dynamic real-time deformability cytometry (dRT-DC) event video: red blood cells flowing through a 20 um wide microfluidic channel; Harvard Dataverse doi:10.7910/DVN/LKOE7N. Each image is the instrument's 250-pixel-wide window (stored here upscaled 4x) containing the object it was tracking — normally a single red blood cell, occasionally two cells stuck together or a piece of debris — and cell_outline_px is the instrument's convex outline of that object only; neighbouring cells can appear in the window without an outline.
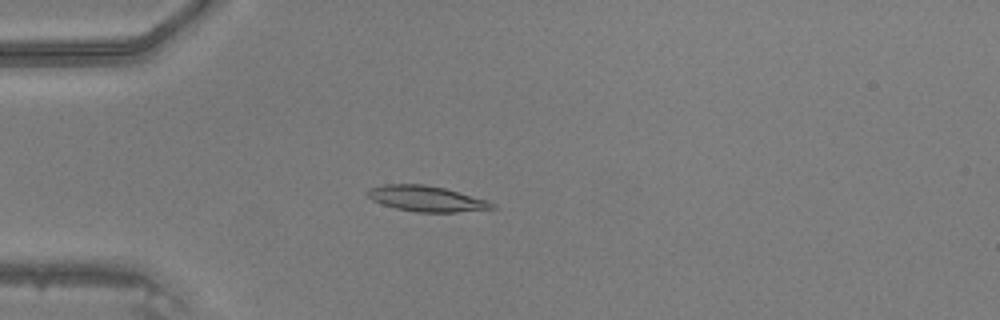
{"species": "common noctule bat (a hibernating species)", "species_latin": "Nyctalus noctula", "temperature_condition": "warm", "stored_images_in_passage": 48, "camera_frame_rate_fps": 3000, "um_per_image_px": 0.085, "animal": {"sex": "male", "body_mass_g": 20.5, "forearm_length_mm": 52.5}, "frame": {"image": 1, "passage_image": 14, "time_ms": 4.333, "image_size_px": [1000, 320], "cell_outline_px": [[496, 208], [456, 212], [416, 212], [396, 208], [372, 200], [368, 196], [368, 188], [384, 184], [424, 184], [444, 188], [488, 200], [496, 204]], "centroid_in_image_um": [36.27, 16.88], "position_along_channel_um": 48.7, "area_um2": 18.5}}
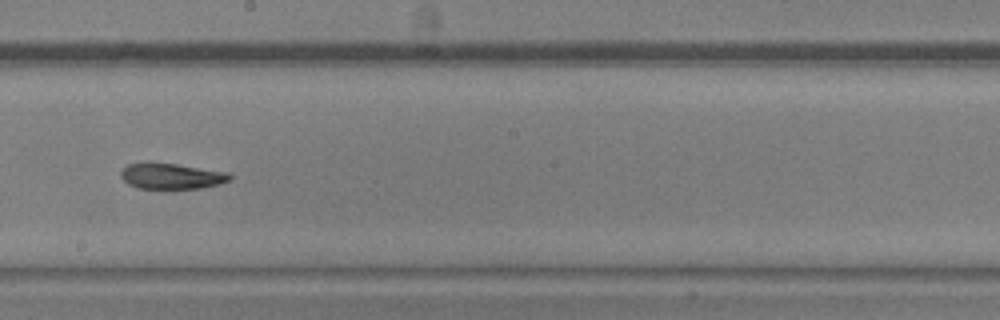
{"frame": {"image": 2, "passage_image": 28, "time_ms": 9.0, "image_size_px": [1000, 320], "cell_outline_px": [[232, 176], [228, 180], [220, 184], [200, 188], [160, 192], [136, 188], [128, 184], [120, 176], [120, 172], [128, 164], [176, 164], [228, 172]], "centroid_in_image_um": [14.56, 15.05], "position_along_channel_um": 233.6, "area_um2": 16.82}}
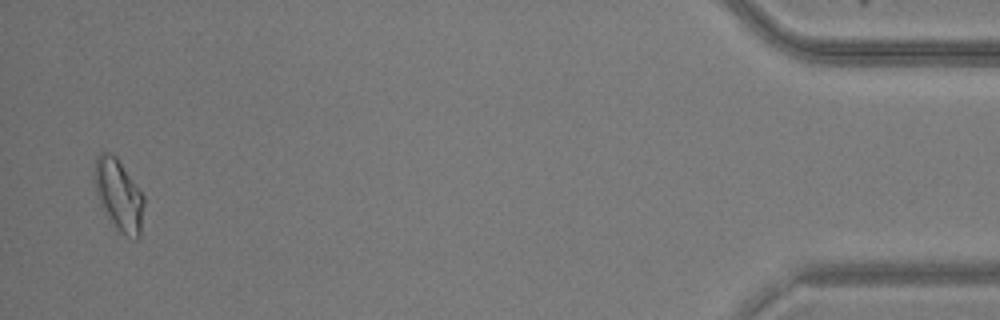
{"frame": {"image": 3, "passage_image": 47, "time_ms": 15.333, "image_size_px": [1000, 320], "cell_outline_px": [[144, 204], [140, 236], [136, 240], [132, 240], [120, 232], [100, 204], [96, 196], [92, 176], [92, 172], [96, 156], [100, 152], [108, 152], [116, 156], [144, 196]], "centroid_in_image_um": [10.07, 16.55], "position_along_channel_um": 425.1, "area_um2": 20.81}}